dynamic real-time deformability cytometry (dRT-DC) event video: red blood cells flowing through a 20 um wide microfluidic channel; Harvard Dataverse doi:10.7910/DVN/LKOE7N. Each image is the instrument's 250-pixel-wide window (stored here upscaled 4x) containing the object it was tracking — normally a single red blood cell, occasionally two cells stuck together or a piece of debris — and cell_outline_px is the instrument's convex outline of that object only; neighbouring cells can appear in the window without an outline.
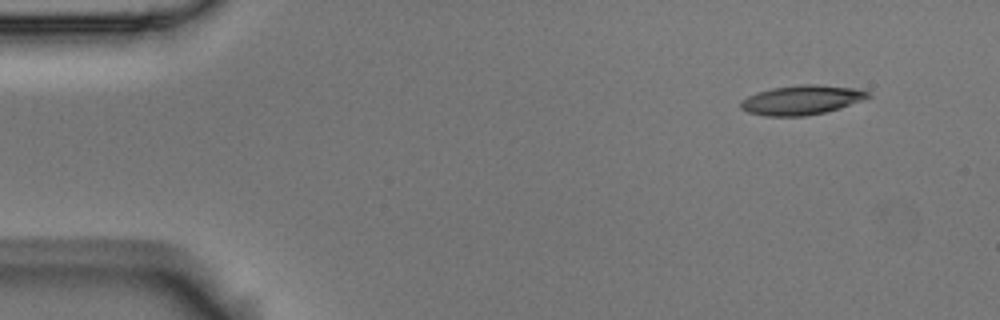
{"species": "Egyptian fruit bat (a non-hibernating species)", "species_latin": "Rousettus aegyptiacus", "temperature_condition": "room temperature", "stored_images_in_passage": 4, "camera_frame_rate_fps": 3000, "um_per_image_px": 0.085, "animal": {"sex": "male"}, "frame": {"image": 1, "passage_image": 1, "time_ms": 0.0, "image_size_px": [1000, 320], "cell_outline_px": [[872, 96], [864, 100], [840, 108], [824, 112], [804, 116], [764, 116], [748, 112], [740, 108], [740, 100], [756, 92], [772, 88], [800, 84], [816, 84], [860, 88], [868, 92]], "centroid_in_image_um": [68.15, 8.49], "position_along_channel_um": 16.9, "area_um2": 22.08}}
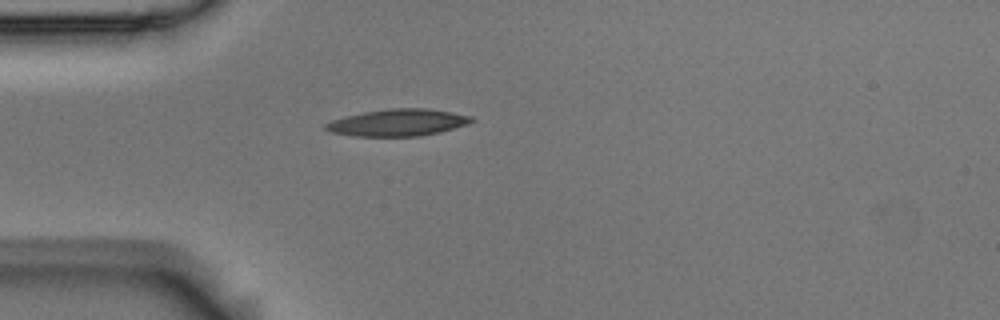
{"frame": {"image": 2, "passage_image": 4, "time_ms": 1.0, "image_size_px": [1000, 320], "cell_outline_px": [[476, 120], [468, 124], [440, 132], [420, 136], [356, 136], [328, 132], [324, 128], [324, 124], [332, 120], [344, 116], [364, 112], [388, 108], [428, 108], [452, 112], [472, 116]], "centroid_in_image_um": [33.82, 10.41], "position_along_channel_um": 51.2, "area_um2": 23.06}}